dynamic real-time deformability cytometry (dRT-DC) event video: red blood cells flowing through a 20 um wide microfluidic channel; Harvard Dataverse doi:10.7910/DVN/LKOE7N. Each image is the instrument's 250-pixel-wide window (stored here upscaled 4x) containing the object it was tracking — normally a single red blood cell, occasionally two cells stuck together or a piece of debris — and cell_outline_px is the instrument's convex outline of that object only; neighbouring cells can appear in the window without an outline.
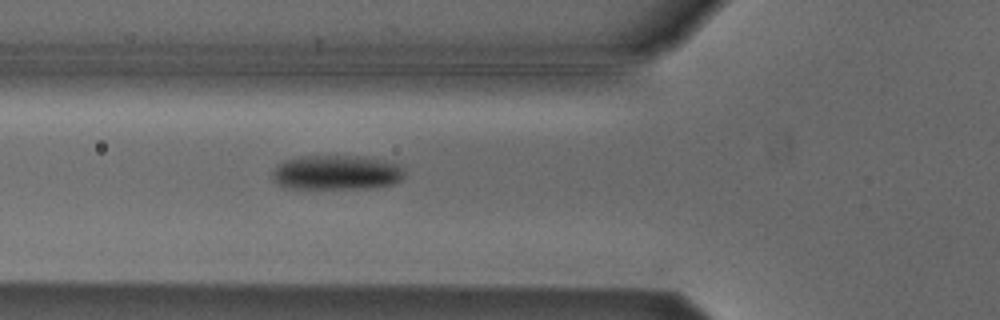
{"species": "Egyptian fruit bat (a non-hibernating species)", "species_latin": "Rousettus aegyptiacus", "temperature_condition": "cold", "stored_images_in_passage": 5, "camera_frame_rate_fps": 3000, "um_per_image_px": 0.085, "animal": {"sex": "male"}, "frame": {"image": 1, "passage_image": 5, "time_ms": 1.333, "image_size_px": [1000, 320], "cell_outline_px": [[404, 176], [400, 180], [392, 184], [368, 188], [292, 188], [280, 184], [272, 176], [272, 172], [276, 164], [284, 160], [300, 156], [360, 156], [384, 160], [400, 164], [404, 168]], "centroid_in_image_um": [28.63, 14.64], "position_along_channel_um": 97.2, "area_um2": 26.65}}